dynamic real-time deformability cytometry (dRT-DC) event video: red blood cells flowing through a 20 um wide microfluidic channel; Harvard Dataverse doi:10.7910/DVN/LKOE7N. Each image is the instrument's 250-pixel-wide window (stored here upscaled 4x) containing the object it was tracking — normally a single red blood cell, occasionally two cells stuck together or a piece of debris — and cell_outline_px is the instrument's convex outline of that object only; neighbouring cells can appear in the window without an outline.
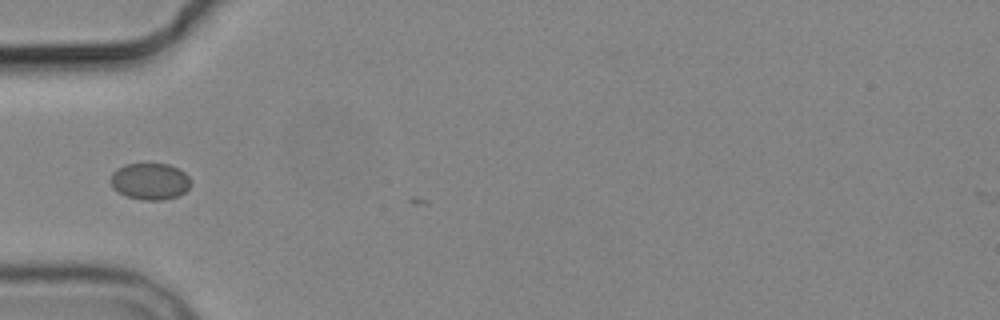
{"species": "common noctule bat (a hibernating species)", "species_latin": "Nyctalus noctula", "temperature_condition": "cold", "stored_images_in_passage": 6, "camera_frame_rate_fps": 3000, "um_per_image_px": 0.085, "animal": {"sex": "male", "body_mass_g": 19.2, "forearm_length_mm": 51.8}, "frame": {"image": 1, "passage_image": 5, "time_ms": 5.0, "image_size_px": [1000, 320], "cell_outline_px": [[192, 184], [184, 192], [176, 196], [164, 200], [144, 200], [128, 196], [112, 188], [108, 180], [112, 172], [116, 168], [124, 164], [168, 164], [184, 172], [192, 180]], "centroid_in_image_um": [12.72, 15.4], "position_along_channel_um": 72.3, "area_um2": 17.22}}